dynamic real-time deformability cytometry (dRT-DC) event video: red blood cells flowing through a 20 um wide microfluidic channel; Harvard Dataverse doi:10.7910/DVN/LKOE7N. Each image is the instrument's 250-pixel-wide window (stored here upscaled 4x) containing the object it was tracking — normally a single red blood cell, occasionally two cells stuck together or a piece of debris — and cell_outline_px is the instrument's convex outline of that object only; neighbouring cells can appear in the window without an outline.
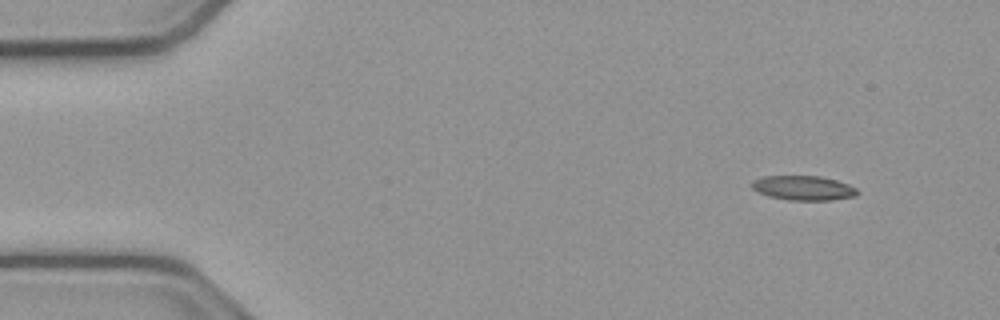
{"species": "common noctule bat (a hibernating species)", "species_latin": "Nyctalus noctula", "temperature_condition": "cold", "stored_images_in_passage": 50, "camera_frame_rate_fps": 3000, "um_per_image_px": 0.085, "animal": {"sex": "male", "body_mass_g": 23.1, "forearm_length_mm": 52.7}, "frame": {"image": 1, "passage_image": 1, "time_ms": 0.0, "image_size_px": [1000, 320], "cell_outline_px": [[860, 192], [856, 196], [832, 200], [788, 200], [768, 196], [756, 192], [752, 188], [752, 180], [764, 176], [820, 176], [836, 180], [848, 184], [856, 188]], "centroid_in_image_um": [68.29, 15.98], "position_along_channel_um": 16.7, "area_um2": 15.2}}
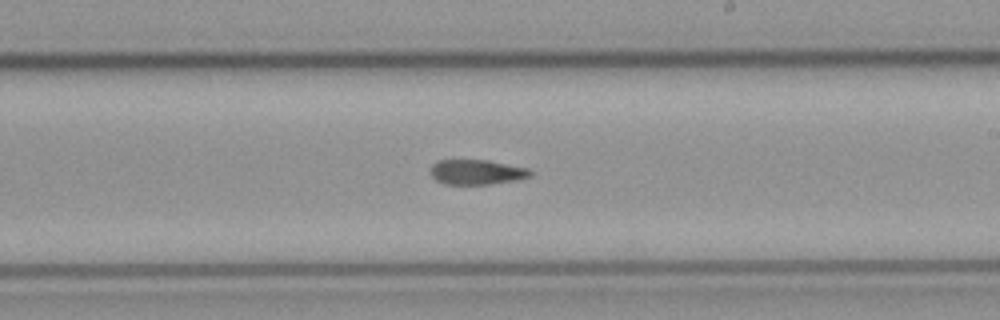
{"frame": {"image": 2, "passage_image": 27, "time_ms": 8.667, "image_size_px": [1000, 320], "cell_outline_px": [[532, 176], [516, 180], [492, 184], [444, 184], [436, 180], [428, 172], [432, 164], [436, 160], [488, 160], [528, 168], [532, 172]], "centroid_in_image_um": [40.49, 14.62], "position_along_channel_um": 248.5, "area_um2": 14.68}}
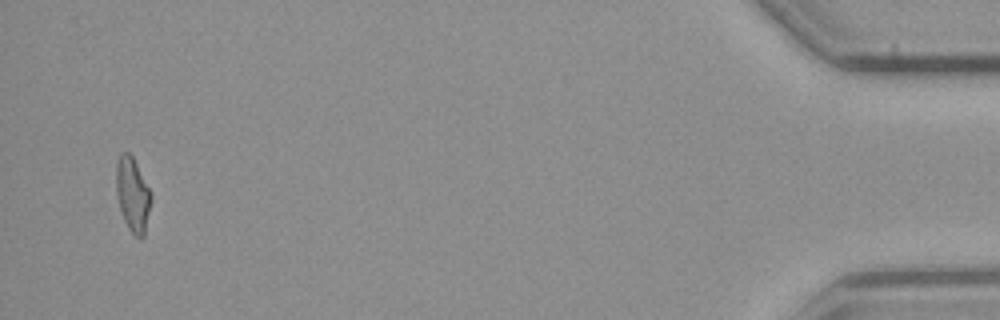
{"frame": {"image": 3, "passage_image": 48, "time_ms": 15.667, "image_size_px": [1000, 320], "cell_outline_px": [[152, 200], [144, 236], [136, 236], [128, 228], [124, 220], [120, 208], [116, 192], [116, 164], [120, 152], [128, 152], [132, 156], [152, 196]], "centroid_in_image_um": [11.26, 16.53], "position_along_channel_um": 423.9, "area_um2": 14.85}}